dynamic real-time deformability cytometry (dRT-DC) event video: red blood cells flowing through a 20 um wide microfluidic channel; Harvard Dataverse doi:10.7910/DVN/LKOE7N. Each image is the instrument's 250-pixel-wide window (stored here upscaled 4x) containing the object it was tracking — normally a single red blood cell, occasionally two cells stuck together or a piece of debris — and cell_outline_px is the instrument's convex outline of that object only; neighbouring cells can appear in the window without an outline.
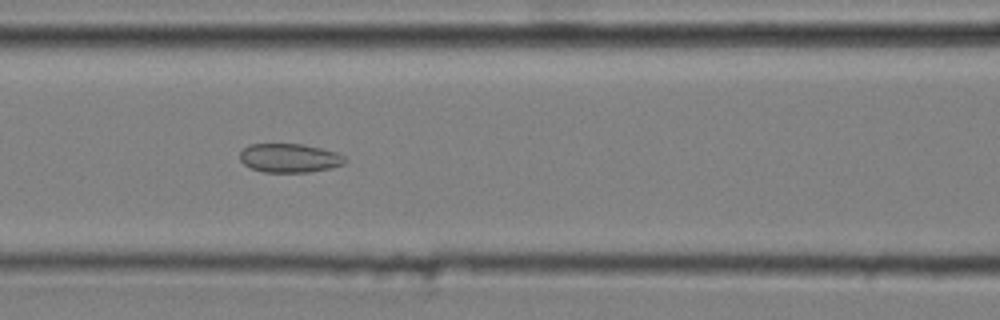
{"species": "common noctule bat (a hibernating species)", "species_latin": "Nyctalus noctula", "temperature_condition": "cold", "stored_images_in_passage": 9, "camera_frame_rate_fps": 3000, "um_per_image_px": 0.085, "animal": {"sex": "male", "body_mass_g": 20.4}, "frame": {"image": 1, "passage_image": 6, "time_ms": 1.667, "image_size_px": [1000, 320], "cell_outline_px": [[348, 160], [344, 164], [332, 168], [308, 172], [264, 172], [252, 168], [244, 164], [240, 160], [240, 152], [248, 144], [300, 144], [320, 148], [336, 152], [344, 156]], "centroid_in_image_um": [24.62, 13.43], "position_along_channel_um": 142.0, "area_um2": 17.69}}
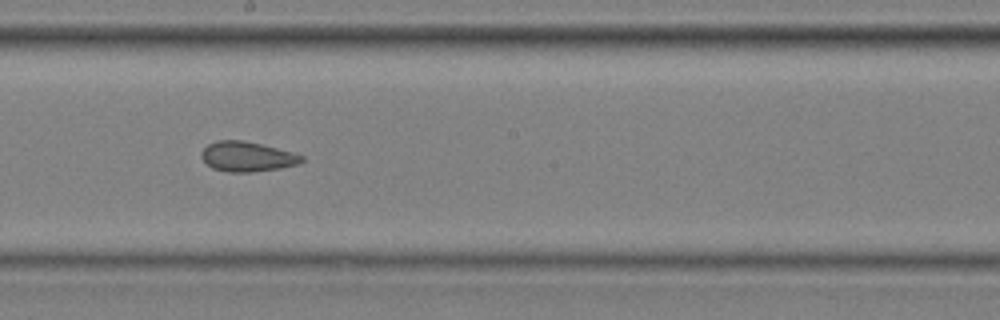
{"frame": {"image": 2, "passage_image": 8, "time_ms": 2.333, "image_size_px": [1000, 320], "cell_outline_px": [[304, 160], [300, 164], [280, 168], [252, 172], [228, 172], [212, 168], [200, 156], [200, 152], [208, 144], [216, 140], [244, 140], [292, 152], [304, 156]], "centroid_in_image_um": [21.0, 13.31], "position_along_channel_um": 227.2, "area_um2": 17.51}}
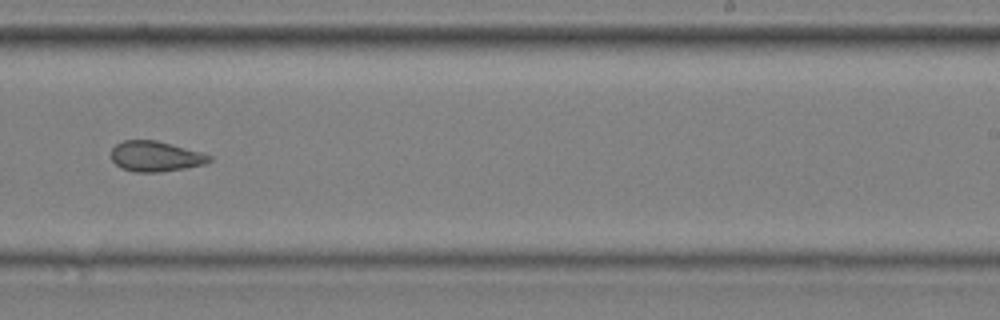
{"frame": {"image": 3, "passage_image": 9, "time_ms": 2.667, "image_size_px": [1000, 320], "cell_outline_px": [[212, 160], [204, 164], [184, 168], [160, 172], [136, 172], [120, 168], [112, 160], [112, 148], [116, 144], [124, 140], [156, 140], [172, 144], [200, 152], [212, 156]], "centroid_in_image_um": [13.21, 13.29], "position_along_channel_um": 275.8, "area_um2": 17.28}}